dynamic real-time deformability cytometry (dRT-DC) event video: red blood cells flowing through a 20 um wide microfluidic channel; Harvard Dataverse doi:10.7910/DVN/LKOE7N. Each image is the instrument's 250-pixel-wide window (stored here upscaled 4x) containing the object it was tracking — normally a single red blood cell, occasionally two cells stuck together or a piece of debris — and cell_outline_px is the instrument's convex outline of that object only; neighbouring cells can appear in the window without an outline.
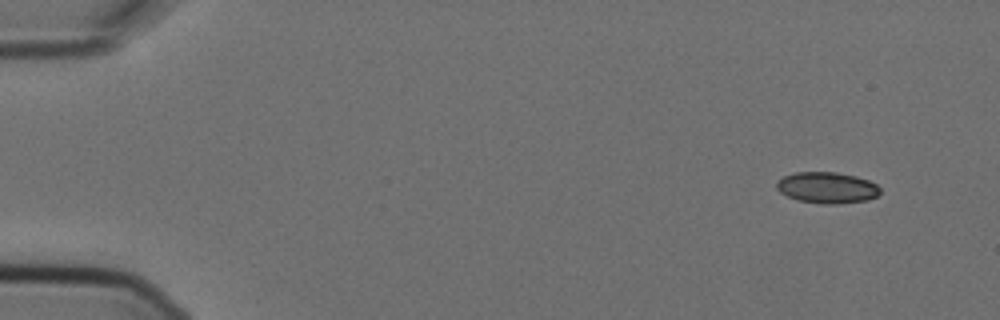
{"species": "Egyptian fruit bat (a non-hibernating species)", "species_latin": "Rousettus aegyptiacus", "temperature_condition": "cold", "stored_images_in_passage": 5, "camera_frame_rate_fps": 3000, "um_per_image_px": 0.085, "animal": {"sex": "female"}, "frame": {"image": 1, "passage_image": 1, "time_ms": 0.0, "image_size_px": [1000, 320], "cell_outline_px": [[880, 192], [876, 196], [868, 200], [836, 204], [824, 204], [796, 200], [780, 192], [776, 188], [776, 184], [784, 176], [796, 172], [836, 172], [856, 176], [868, 180], [876, 184], [880, 188]], "centroid_in_image_um": [70.31, 15.95], "position_along_channel_um": 14.7, "area_um2": 18.79}}
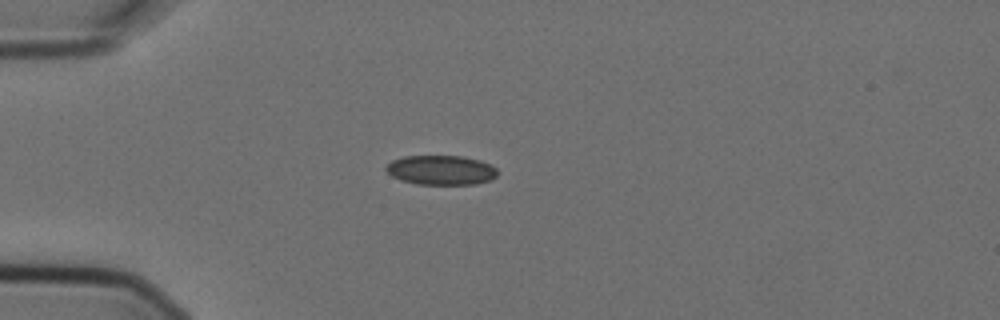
{"frame": {"image": 2, "passage_image": 4, "time_ms": 1.0, "image_size_px": [1000, 320], "cell_outline_px": [[496, 176], [492, 180], [476, 184], [416, 184], [400, 180], [392, 176], [384, 168], [392, 160], [404, 156], [464, 156], [480, 160], [496, 168]], "centroid_in_image_um": [37.48, 14.46], "position_along_channel_um": 47.5, "area_um2": 19.19}}